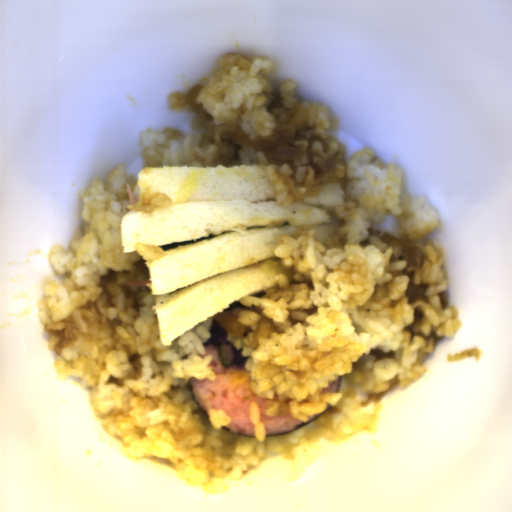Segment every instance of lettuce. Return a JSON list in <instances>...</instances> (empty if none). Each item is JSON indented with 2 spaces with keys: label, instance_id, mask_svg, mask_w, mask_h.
<instances>
[{
  "label": "lettuce",
  "instance_id": "9fb2a089",
  "mask_svg": "<svg viewBox=\"0 0 512 512\" xmlns=\"http://www.w3.org/2000/svg\"><path fill=\"white\" fill-rule=\"evenodd\" d=\"M216 236L217 235H210L209 234V235H206V236L201 237V238L196 239V240L173 242V243L166 244V245L159 246V247L162 250L167 251V250H171V249H175V248H179V247H183V246H187V245H192V244L200 243V242H203V241H206V240H210V239H213Z\"/></svg>",
  "mask_w": 512,
  "mask_h": 512
},
{
  "label": "lettuce",
  "instance_id": "494a5c6d",
  "mask_svg": "<svg viewBox=\"0 0 512 512\" xmlns=\"http://www.w3.org/2000/svg\"><path fill=\"white\" fill-rule=\"evenodd\" d=\"M138 295H143V296H147V295H151L150 291H144V292H138Z\"/></svg>",
  "mask_w": 512,
  "mask_h": 512
}]
</instances>
